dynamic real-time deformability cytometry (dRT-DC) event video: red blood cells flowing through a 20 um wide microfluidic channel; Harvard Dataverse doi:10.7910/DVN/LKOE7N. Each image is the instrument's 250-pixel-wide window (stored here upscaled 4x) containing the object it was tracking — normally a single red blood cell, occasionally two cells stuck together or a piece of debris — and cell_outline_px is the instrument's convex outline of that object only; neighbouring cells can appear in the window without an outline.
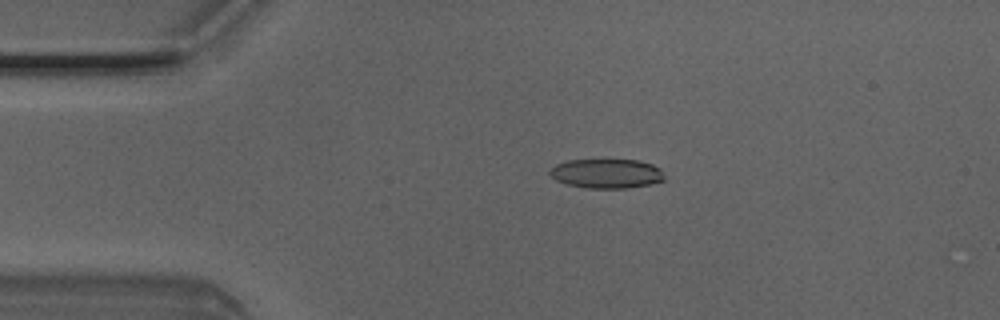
{"species": "Egyptian fruit bat (a non-hibernating species)", "species_latin": "Rousettus aegyptiacus", "temperature_condition": "room temperature", "stored_images_in_passage": 4, "camera_frame_rate_fps": 3000, "um_per_image_px": 0.085, "animal": {"sex": "male"}, "frame": {"image": 1, "passage_image": 3, "time_ms": 0.667, "image_size_px": [1000, 320], "cell_outline_px": [[664, 180], [648, 184], [628, 188], [584, 188], [568, 184], [556, 180], [548, 172], [556, 164], [568, 160], [640, 160], [652, 164], [660, 168], [664, 176]], "centroid_in_image_um": [51.56, 14.75], "position_along_channel_um": 33.4, "area_um2": 19.54}}